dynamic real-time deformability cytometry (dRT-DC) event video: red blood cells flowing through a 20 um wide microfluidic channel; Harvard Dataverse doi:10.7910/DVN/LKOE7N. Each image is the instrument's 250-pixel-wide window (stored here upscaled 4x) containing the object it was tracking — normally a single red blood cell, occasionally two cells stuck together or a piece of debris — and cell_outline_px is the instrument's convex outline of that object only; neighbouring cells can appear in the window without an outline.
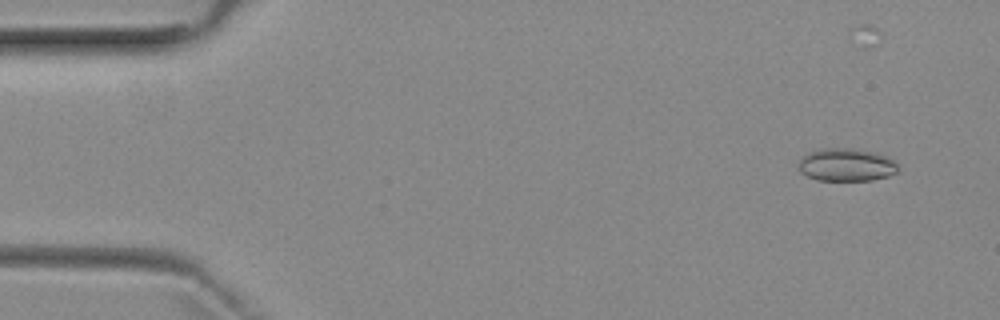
{"species": "common noctule bat (a hibernating species)", "species_latin": "Nyctalus noctula", "temperature_condition": "room temperature", "stored_images_in_passage": 6, "camera_frame_rate_fps": 3000, "um_per_image_px": 0.085, "animal": {"sex": "female", "body_mass_g": 29.2, "forearm_length_mm": 56.3}, "frame": {"image": 1, "passage_image": 1, "time_ms": 0.0, "image_size_px": [1000, 320], "cell_outline_px": [[900, 168], [896, 172], [888, 176], [872, 180], [816, 180], [800, 172], [800, 160], [808, 152], [820, 148], [852, 148], [876, 152], [892, 156]], "centroid_in_image_um": [72.01, 13.99], "position_along_channel_um": 13.0, "area_um2": 19.31}}
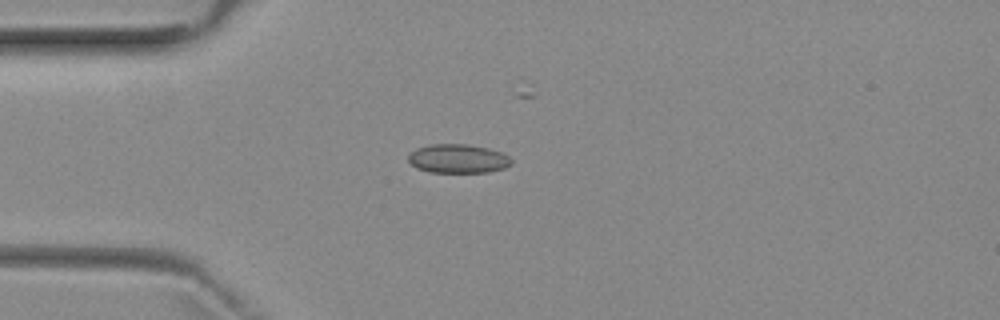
{"frame": {"image": 2, "passage_image": 3, "time_ms": 3.333, "image_size_px": [1000, 320], "cell_outline_px": [[512, 164], [504, 168], [488, 172], [428, 172], [416, 168], [408, 160], [408, 156], [416, 148], [432, 144], [468, 144], [488, 148], [500, 152], [508, 156], [512, 160]], "centroid_in_image_um": [38.93, 13.49], "position_along_channel_um": 46.1, "area_um2": 17.34}}